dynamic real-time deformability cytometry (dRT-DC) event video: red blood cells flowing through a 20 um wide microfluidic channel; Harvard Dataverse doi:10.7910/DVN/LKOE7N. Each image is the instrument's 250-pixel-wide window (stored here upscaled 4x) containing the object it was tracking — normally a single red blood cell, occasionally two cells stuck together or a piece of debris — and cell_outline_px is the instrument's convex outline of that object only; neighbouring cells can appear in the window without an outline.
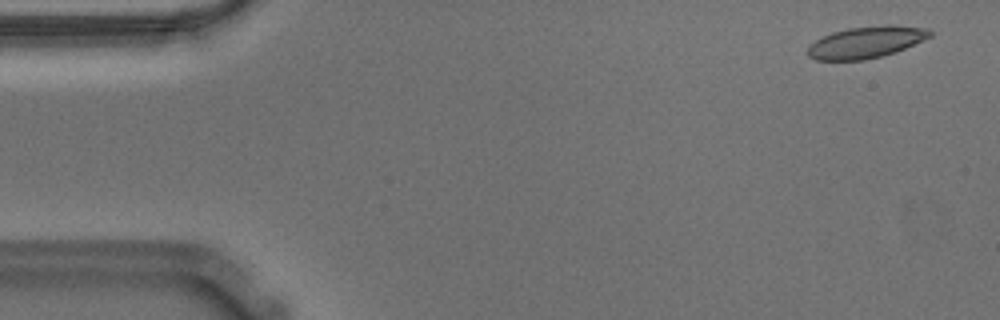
{"species": "Egyptian fruit bat (a non-hibernating species)", "species_latin": "Rousettus aegyptiacus", "temperature_condition": "warm", "stored_images_in_passage": 56, "camera_frame_rate_fps": 3000, "um_per_image_px": 0.085, "animal": {"sex": "male"}, "frame": {"image": 1, "passage_image": 3, "time_ms": 0.667, "image_size_px": [1000, 320], "cell_outline_px": [[932, 36], [924, 40], [896, 52], [864, 60], [816, 60], [808, 56], [808, 48], [816, 40], [832, 32], [848, 28], [884, 24], [888, 24], [928, 28], [932, 32]], "centroid_in_image_um": [73.66, 3.58], "position_along_channel_um": 11.3, "area_um2": 22.6}}
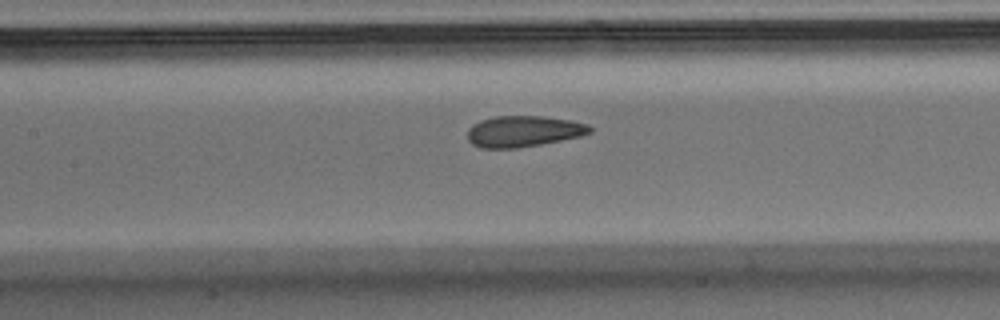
{"frame": {"image": 2, "passage_image": 25, "time_ms": 8.0, "image_size_px": [1000, 320], "cell_outline_px": [[592, 132], [580, 136], [540, 144], [516, 148], [480, 148], [472, 144], [468, 140], [468, 128], [472, 124], [480, 120], [496, 116], [540, 116], [572, 120], [588, 124], [592, 128]], "centroid_in_image_um": [44.48, 11.16], "position_along_channel_um": 162.9, "area_um2": 22.2}}
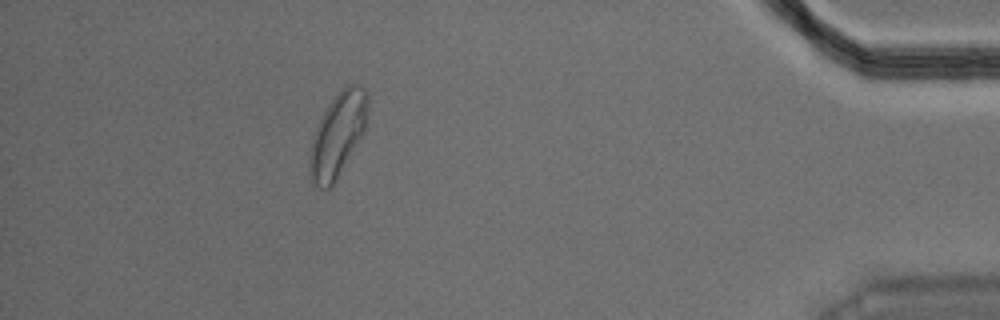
{"frame": {"image": 3, "passage_image": 50, "time_ms": 16.333, "image_size_px": [1000, 320], "cell_outline_px": [[368, 104], [364, 132], [332, 184], [328, 188], [320, 188], [312, 184], [308, 172], [308, 160], [312, 136], [324, 112], [340, 88], [348, 84], [356, 84], [364, 88], [368, 96]], "centroid_in_image_um": [28.67, 11.44], "position_along_channel_um": 406.5, "area_um2": 28.03}, "authors_computed_cell_mechanics": {"area_um2": 23.0911, "velocity_mm_per_s": 3.5815, "shape_relaxation_time_tau1_ms": 6.994, "shape_relaxation_time_tau2_ms": 0.9581, "deformation_change_tau1": 0.1614, "deformation_change_tau2": 0.0462}}